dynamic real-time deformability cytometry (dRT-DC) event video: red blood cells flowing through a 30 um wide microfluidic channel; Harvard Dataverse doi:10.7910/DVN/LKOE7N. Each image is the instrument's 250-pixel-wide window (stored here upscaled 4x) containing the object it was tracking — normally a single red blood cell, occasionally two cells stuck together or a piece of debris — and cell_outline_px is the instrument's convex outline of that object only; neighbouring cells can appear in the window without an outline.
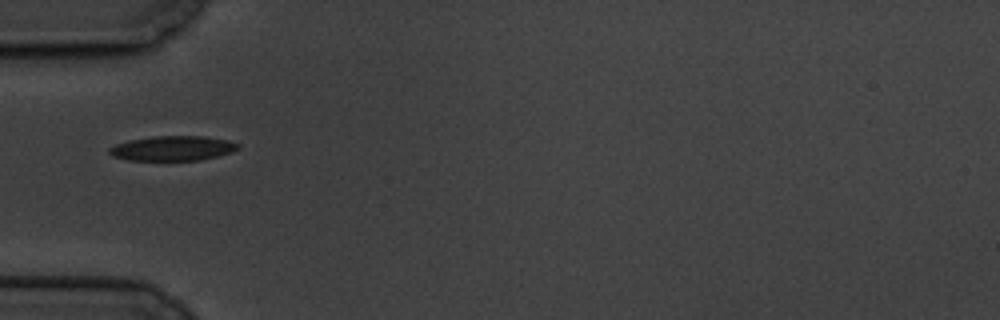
{"species": "common noctule bat (a hibernating species)", "species_latin": "Nyctalus noctula", "temperature_condition": "cold", "stored_images_in_passage": 6, "camera_frame_rate_fps": 3000, "um_per_image_px": 0.085, "animal": {"sex": "male", "body_mass_g": 19.5, "forearm_length_mm": 54.6}, "frame": {"image": 1, "passage_image": 1, "time_ms": 0.0, "image_size_px": [1000, 320], "cell_outline_px": [[240, 148], [232, 152], [200, 160], [128, 160], [112, 156], [108, 152], [108, 148], [116, 144], [128, 140], [156, 136], [204, 136], [228, 140], [240, 144]], "centroid_in_image_um": [14.68, 12.6], "position_along_channel_um": 70.3, "area_um2": 18.61}}
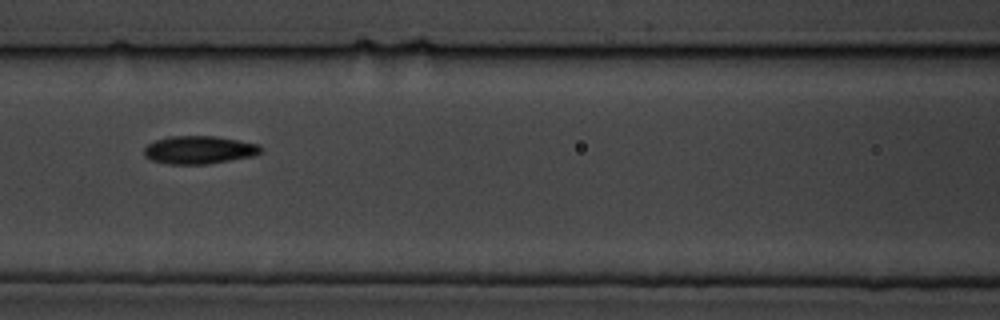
{"frame": {"image": 2, "passage_image": 3, "time_ms": 2.333, "image_size_px": [1000, 320], "cell_outline_px": [[264, 152], [256, 156], [208, 164], [168, 164], [152, 160], [144, 156], [144, 148], [148, 144], [156, 140], [172, 136], [216, 136], [240, 140], [256, 144], [264, 148]], "centroid_in_image_um": [16.98, 12.74], "position_along_channel_um": 149.6, "area_um2": 19.25}}
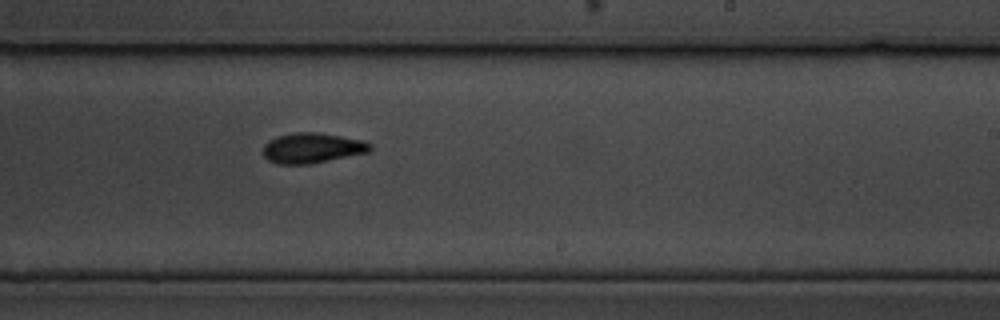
{"frame": {"image": 3, "passage_image": 6, "time_ms": 5.667, "image_size_px": [1000, 320], "cell_outline_px": [[372, 148], [368, 152], [312, 164], [280, 164], [268, 160], [264, 156], [264, 144], [268, 140], [276, 136], [292, 132], [316, 132], [364, 140], [372, 144]], "centroid_in_image_um": [26.53, 12.57], "position_along_channel_um": 262.5, "area_um2": 18.96}}